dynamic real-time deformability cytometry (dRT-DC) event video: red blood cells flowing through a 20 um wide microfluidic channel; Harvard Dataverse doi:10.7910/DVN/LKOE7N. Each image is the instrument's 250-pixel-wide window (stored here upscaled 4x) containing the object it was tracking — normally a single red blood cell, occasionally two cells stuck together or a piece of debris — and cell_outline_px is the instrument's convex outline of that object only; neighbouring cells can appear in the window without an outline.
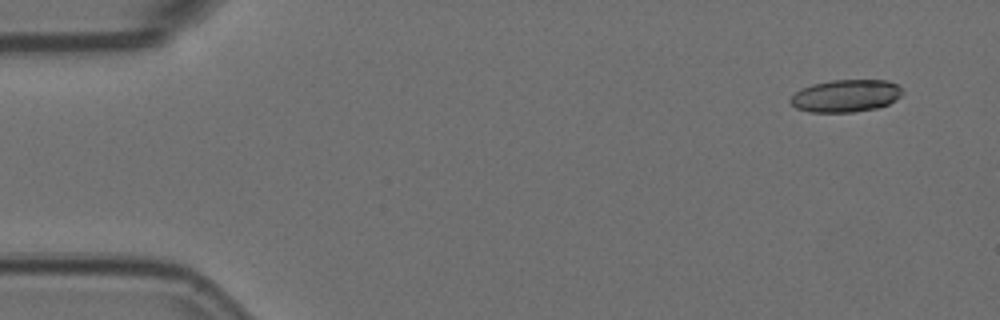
{"species": "Egyptian fruit bat (a non-hibernating species)", "species_latin": "Rousettus aegyptiacus", "temperature_condition": "room temperature", "stored_images_in_passage": 6, "camera_frame_rate_fps": 3000, "um_per_image_px": 0.085, "animal": {"sex": "female"}, "frame": {"image": 1, "passage_image": 1, "time_ms": 0.0, "image_size_px": [1000, 320], "cell_outline_px": [[904, 92], [900, 96], [888, 104], [876, 108], [852, 112], [808, 112], [796, 108], [788, 100], [800, 88], [812, 84], [832, 80], [888, 80], [896, 84]], "centroid_in_image_um": [71.87, 8.14], "position_along_channel_um": 13.1, "area_um2": 21.15}}
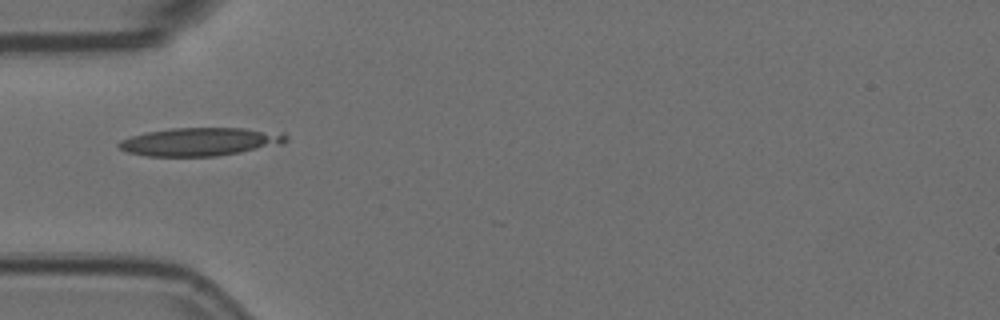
{"frame": {"image": 2, "passage_image": 5, "time_ms": 1.333, "image_size_px": [1000, 320], "cell_outline_px": [[288, 140], [284, 144], [240, 152], [216, 156], [148, 156], [128, 152], [120, 148], [116, 144], [120, 140], [132, 136], [148, 132], [172, 128], [244, 128], [284, 132], [288, 136]], "centroid_in_image_um": [17.08, 12.04], "position_along_channel_um": 67.9, "area_um2": 27.51}}